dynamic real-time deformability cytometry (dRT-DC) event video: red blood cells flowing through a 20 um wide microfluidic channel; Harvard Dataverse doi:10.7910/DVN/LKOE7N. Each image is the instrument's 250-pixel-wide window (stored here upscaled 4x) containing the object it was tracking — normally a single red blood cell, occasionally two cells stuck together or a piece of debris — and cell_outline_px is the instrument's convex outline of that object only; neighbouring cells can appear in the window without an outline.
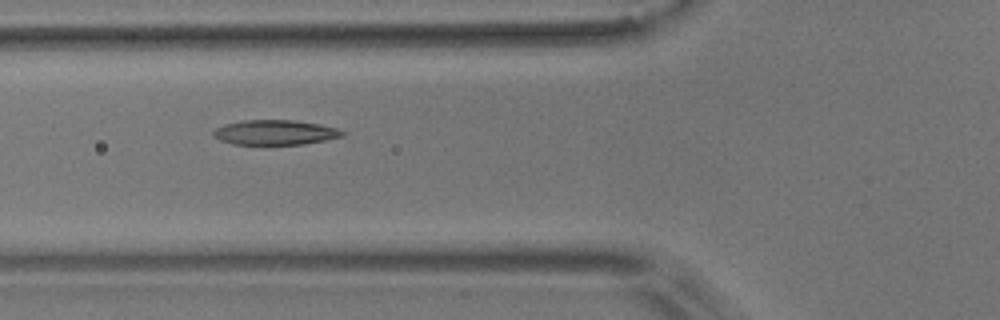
{"species": "common noctule bat (a hibernating species)", "species_latin": "Nyctalus noctula", "temperature_condition": "room temperature", "stored_images_in_passage": 11, "camera_frame_rate_fps": 3000, "um_per_image_px": 0.085, "animal": {"sex": "male", "body_mass_g": 17.9}, "frame": {"image": 1, "passage_image": 2, "time_ms": 1.0, "image_size_px": [1000, 320], "cell_outline_px": [[348, 132], [344, 136], [304, 144], [232, 144], [220, 140], [212, 136], [212, 132], [216, 128], [224, 124], [244, 120], [296, 120], [320, 124], [336, 128]], "centroid_in_image_um": [23.39, 11.25], "position_along_channel_um": 102.4, "area_um2": 18.79}}
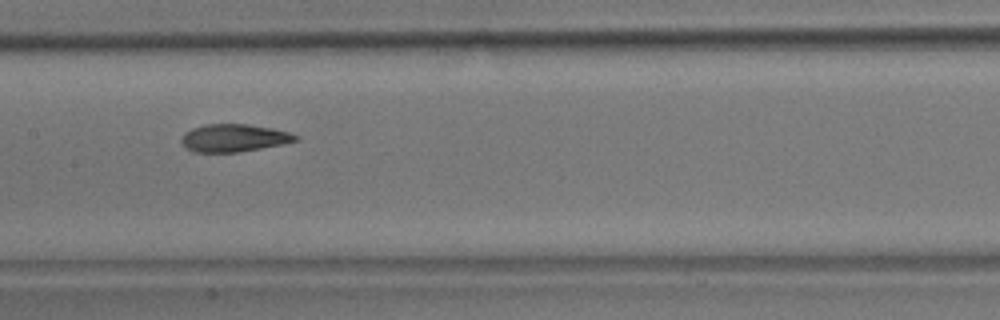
{"frame": {"image": 2, "passage_image": 4, "time_ms": 3.333, "image_size_px": [1000, 320], "cell_outline_px": [[300, 140], [284, 144], [236, 152], [192, 152], [180, 140], [184, 132], [192, 128], [204, 124], [248, 124], [272, 128], [288, 132], [300, 136]], "centroid_in_image_um": [19.9, 11.72], "position_along_channel_um": 187.5, "area_um2": 18.44}}
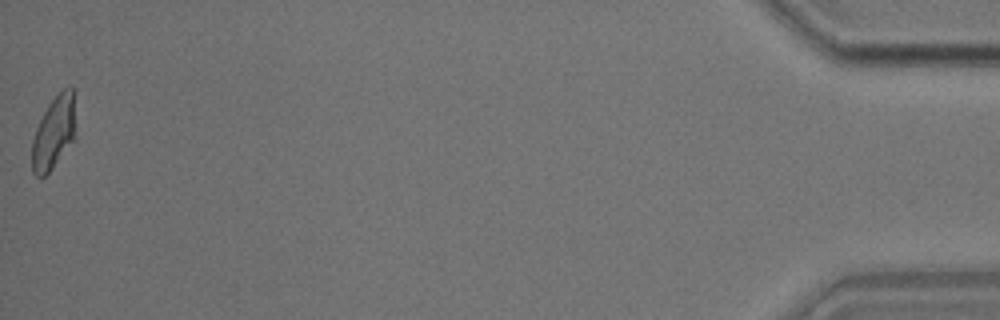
{"frame": {"image": 3, "passage_image": 11, "time_ms": 12.667, "image_size_px": [1000, 320], "cell_outline_px": [[76, 136], [52, 168], [44, 176], [36, 176], [32, 172], [32, 140], [36, 128], [48, 104], [64, 88], [72, 84], [76, 92]], "centroid_in_image_um": [4.63, 11.18], "position_along_channel_um": 430.6, "area_um2": 18.96}, "authors_computed_cell_mechanics": {"area_um2": 18.4382, "velocity_mm_per_s": 3.64, "shape_relaxation_time_tau1_ms": 6.6066, "shape_relaxation_time_tau2_ms": 1.8381, "deformation_change_tau1": 0.1876, "deformation_change_tau2": 0.0737}}